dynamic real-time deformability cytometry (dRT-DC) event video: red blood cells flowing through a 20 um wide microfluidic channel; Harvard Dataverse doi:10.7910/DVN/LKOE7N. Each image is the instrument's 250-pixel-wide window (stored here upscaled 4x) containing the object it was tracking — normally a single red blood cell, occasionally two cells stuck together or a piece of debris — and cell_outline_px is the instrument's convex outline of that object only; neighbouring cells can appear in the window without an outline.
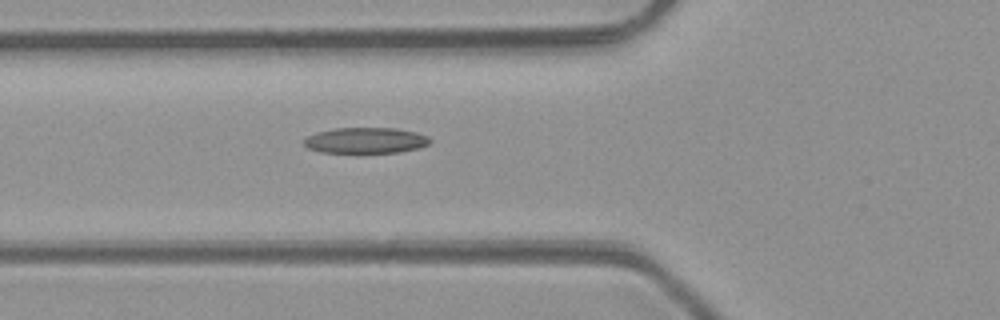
{"species": "common noctule bat (a hibernating species)", "species_latin": "Nyctalus noctula", "temperature_condition": "room temperature", "stored_images_in_passage": 3, "camera_frame_rate_fps": 3000, "um_per_image_px": 0.085, "animal": {"sex": "male", "body_mass_g": 23.1, "forearm_length_mm": 52.7}, "frame": {"image": 1, "passage_image": 3, "time_ms": 2.333, "image_size_px": [1000, 320], "cell_outline_px": [[432, 140], [428, 144], [420, 148], [400, 152], [320, 152], [308, 148], [304, 144], [304, 140], [308, 136], [316, 132], [336, 128], [396, 128], [416, 132], [428, 136]], "centroid_in_image_um": [31.11, 11.93], "position_along_channel_um": 94.7, "area_um2": 18.9}}